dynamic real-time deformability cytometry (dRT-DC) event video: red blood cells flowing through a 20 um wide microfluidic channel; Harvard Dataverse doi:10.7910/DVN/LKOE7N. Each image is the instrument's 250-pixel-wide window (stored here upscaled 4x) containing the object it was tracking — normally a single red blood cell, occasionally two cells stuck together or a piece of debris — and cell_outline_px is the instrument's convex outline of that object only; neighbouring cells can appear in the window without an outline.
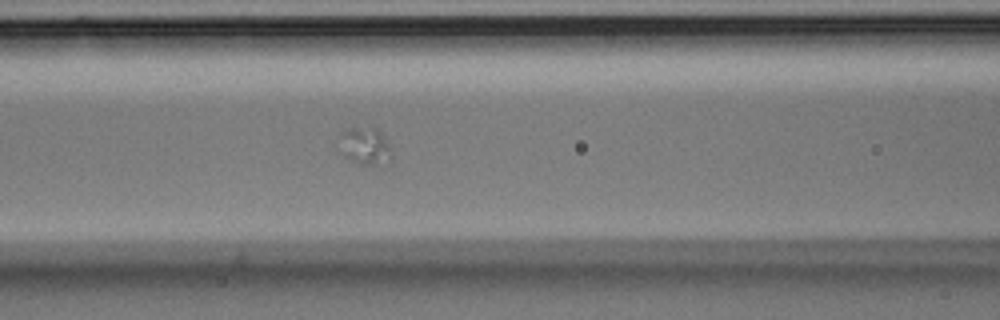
{"species": "Egyptian fruit bat (a non-hibernating species)", "species_latin": "Rousettus aegyptiacus", "temperature_condition": "room temperature", "stored_images_in_passage": 33, "camera_frame_rate_fps": 3000, "um_per_image_px": 0.085, "animal": {"sex": "male"}, "frame": {"image": 1, "passage_image": 10, "time_ms": 3.0, "image_size_px": [1000, 320], "cell_outline_px": [[388, 148], [380, 168], [360, 164], [344, 156], [344, 132], [348, 128], [376, 128], [380, 132]], "centroid_in_image_um": [31.03, 12.44], "position_along_channel_um": 135.6, "area_um2": 10.12}}
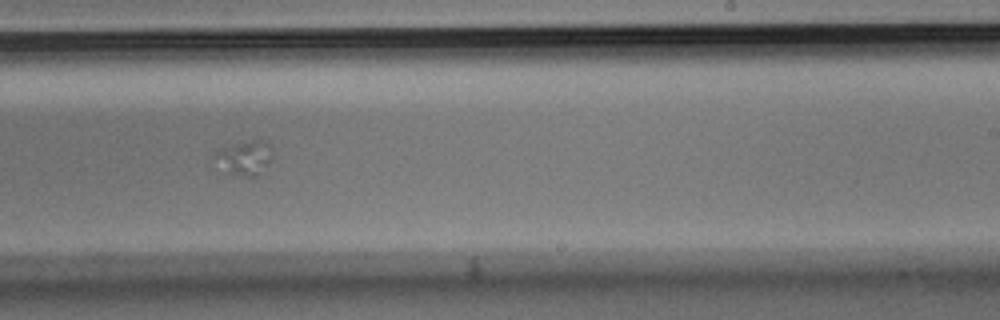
{"frame": {"image": 2, "passage_image": 23, "time_ms": 7.333, "image_size_px": [1000, 320], "cell_outline_px": [[272, 160], [256, 176], [248, 176], [228, 172], [212, 156], [216, 152], [232, 144], [252, 140], [264, 140], [272, 144]], "centroid_in_image_um": [20.87, 13.37], "position_along_channel_um": 268.1, "area_um2": 11.27}}